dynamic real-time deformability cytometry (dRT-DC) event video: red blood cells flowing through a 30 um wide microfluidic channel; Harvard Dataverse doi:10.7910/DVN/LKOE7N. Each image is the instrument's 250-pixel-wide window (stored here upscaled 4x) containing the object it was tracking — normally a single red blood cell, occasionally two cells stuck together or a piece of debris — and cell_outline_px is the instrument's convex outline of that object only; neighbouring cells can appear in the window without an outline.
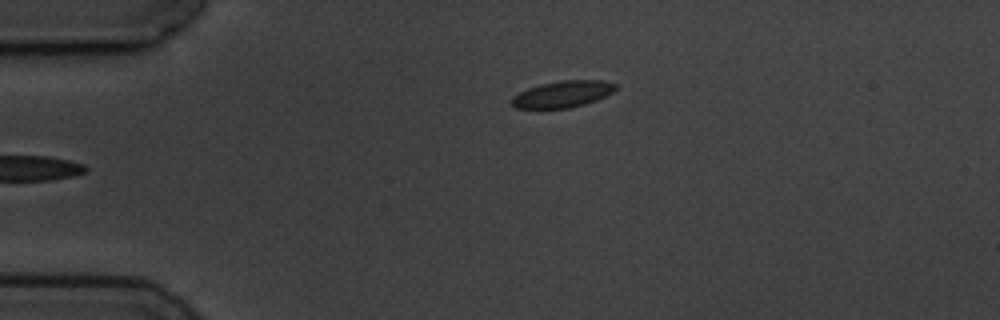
{"species": "common noctule bat (a hibernating species)", "species_latin": "Nyctalus noctula", "temperature_condition": "cold", "stored_images_in_passage": 4, "camera_frame_rate_fps": 3000, "um_per_image_px": 0.085, "animal": {"sex": "male", "body_mass_g": 19.5, "forearm_length_mm": 54.6}, "frame": {"image": 1, "passage_image": 4, "time_ms": 4.333, "image_size_px": [1000, 320], "cell_outline_px": [[620, 88], [596, 100], [584, 104], [568, 108], [516, 108], [512, 104], [512, 96], [528, 88], [540, 84], [560, 80], [604, 80], [616, 84]], "centroid_in_image_um": [47.85, 7.98], "position_along_channel_um": 37.1, "area_um2": 16.07}}